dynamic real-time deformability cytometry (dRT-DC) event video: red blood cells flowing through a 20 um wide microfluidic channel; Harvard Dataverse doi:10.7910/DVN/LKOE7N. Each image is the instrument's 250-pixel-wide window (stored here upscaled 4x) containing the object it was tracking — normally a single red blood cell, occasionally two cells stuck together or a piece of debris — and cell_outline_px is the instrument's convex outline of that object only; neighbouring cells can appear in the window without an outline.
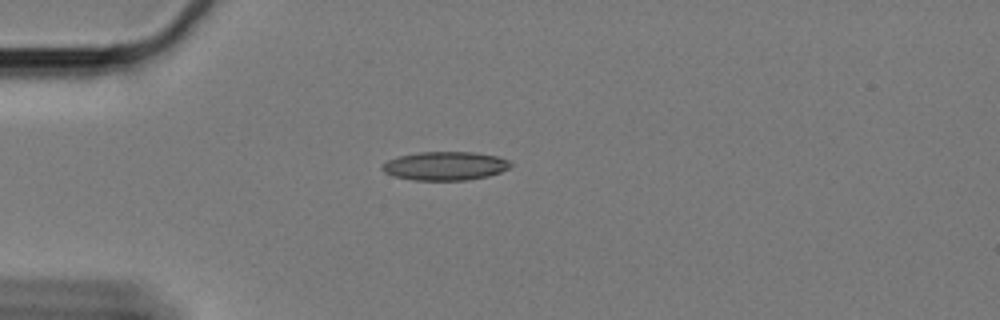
{"species": "Egyptian fruit bat (a non-hibernating species)", "species_latin": "Rousettus aegyptiacus", "temperature_condition": "cold", "stored_images_in_passage": 39, "camera_frame_rate_fps": 3000, "um_per_image_px": 0.085, "animal": {"sex": "female"}, "frame": {"image": 1, "passage_image": 1, "time_ms": 0.0, "image_size_px": [1000, 320], "cell_outline_px": [[512, 164], [508, 168], [500, 172], [488, 176], [464, 180], [412, 180], [396, 176], [384, 172], [380, 168], [388, 160], [400, 156], [420, 152], [476, 152], [496, 156], [508, 160]], "centroid_in_image_um": [37.84, 14.1], "position_along_channel_um": 47.2, "area_um2": 21.21}}
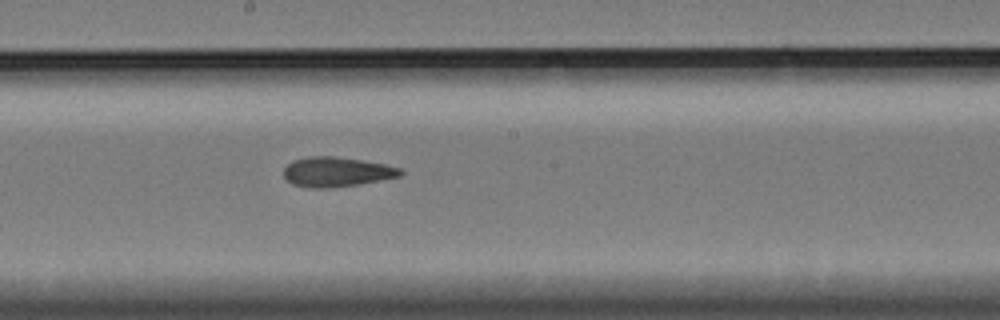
{"frame": {"image": 2, "passage_image": 18, "time_ms": 5.667, "image_size_px": [1000, 320], "cell_outline_px": [[404, 172], [400, 176], [380, 180], [356, 184], [324, 188], [312, 188], [292, 184], [284, 176], [284, 168], [292, 160], [308, 156], [336, 156], [384, 164], [400, 168]], "centroid_in_image_um": [28.58, 14.6], "position_along_channel_um": 219.6, "area_um2": 20.0}}
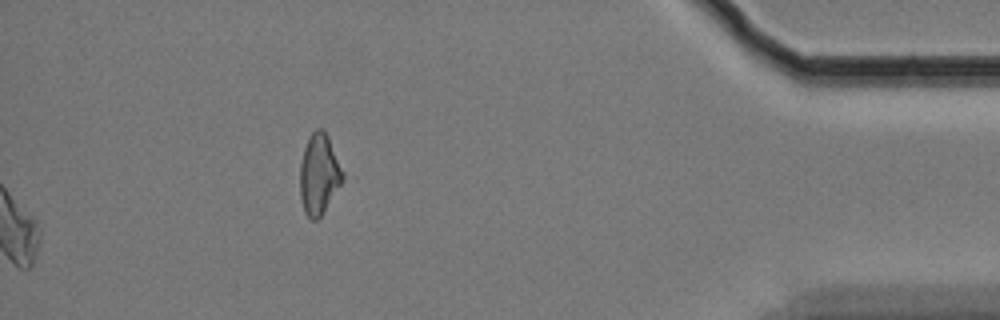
{"frame": {"image": 3, "passage_image": 39, "time_ms": 12.667, "image_size_px": [1000, 320], "cell_outline_px": [[348, 176], [320, 216], [316, 220], [312, 220], [304, 212], [300, 196], [300, 164], [304, 148], [312, 132], [316, 128], [324, 128], [348, 172]], "centroid_in_image_um": [27.2, 14.76], "position_along_channel_um": 408.0, "area_um2": 20.92}, "authors_computed_cell_mechanics": {"area_um2": 20.519, "velocity_mm_per_s": 3.347, "shape_relaxation_time_tau1_ms": null, "shape_relaxation_time_tau2_ms": 4.5523, "deformation_change_tau1": null, "deformation_change_tau2": 0.1187}}